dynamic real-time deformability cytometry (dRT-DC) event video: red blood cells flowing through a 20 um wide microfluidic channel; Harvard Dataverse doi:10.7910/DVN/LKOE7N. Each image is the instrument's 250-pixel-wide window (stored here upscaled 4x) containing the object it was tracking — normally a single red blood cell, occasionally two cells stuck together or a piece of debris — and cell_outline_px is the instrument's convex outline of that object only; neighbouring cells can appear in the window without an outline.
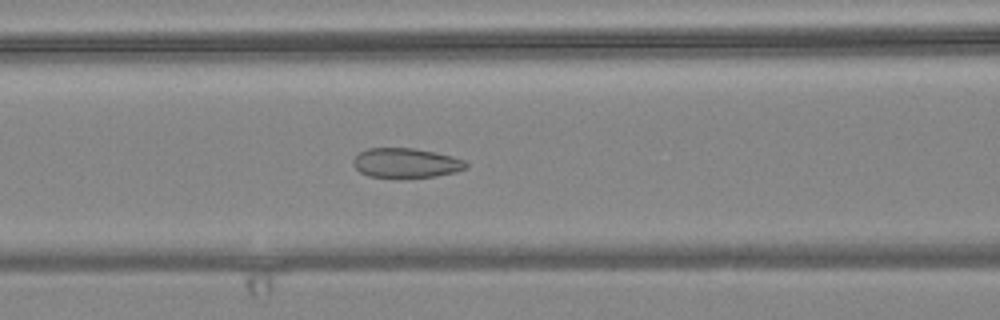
{"species": "common noctule bat (a hibernating species)", "species_latin": "Nyctalus noctula", "temperature_condition": "warm", "stored_images_in_passage": 56, "camera_frame_rate_fps": 3000, "um_per_image_px": 0.085, "animal": {"sex": "female", "body_mass_g": 24.6, "forearm_length_mm": 56.2}, "frame": {"image": 1, "passage_image": 23, "time_ms": 7.333, "image_size_px": [1000, 320], "cell_outline_px": [[468, 168], [456, 172], [436, 176], [400, 180], [368, 176], [360, 172], [352, 164], [352, 160], [360, 152], [368, 148], [412, 148], [436, 152], [452, 156], [464, 160], [468, 164]], "centroid_in_image_um": [34.51, 13.89], "position_along_channel_um": 132.1, "area_um2": 20.17}}
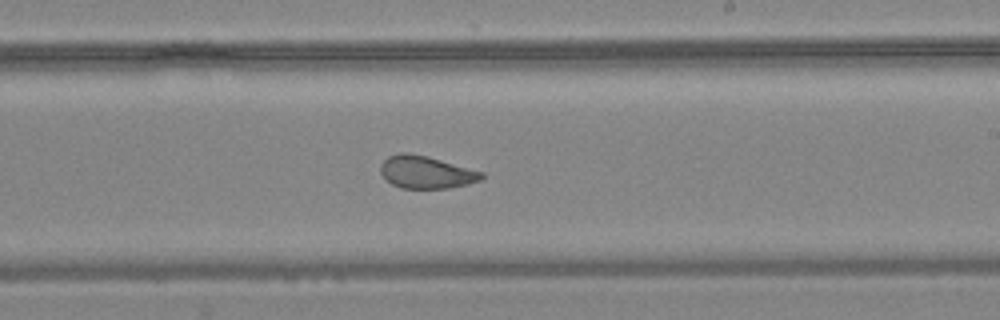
{"frame": {"image": 2, "passage_image": 33, "time_ms": 10.667, "image_size_px": [1000, 320], "cell_outline_px": [[484, 176], [480, 180], [468, 184], [448, 188], [400, 188], [392, 184], [380, 172], [380, 164], [388, 156], [400, 152], [408, 152], [428, 156], [484, 172]], "centroid_in_image_um": [36.21, 14.62], "position_along_channel_um": 252.8, "area_um2": 19.19}}
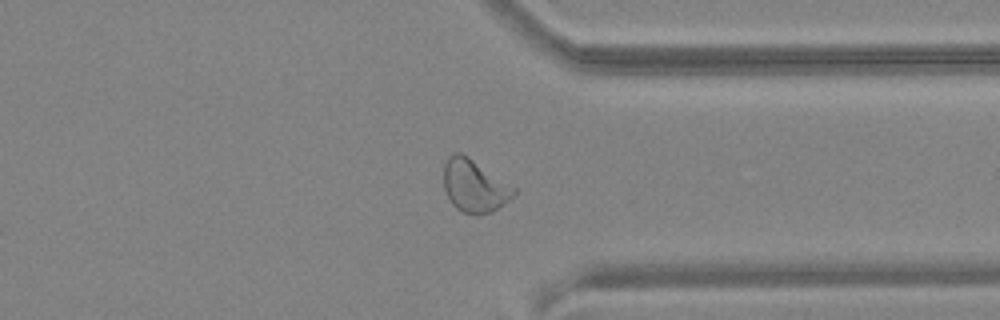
{"frame": {"image": 3, "passage_image": 43, "time_ms": 14.0, "image_size_px": [1000, 320], "cell_outline_px": [[516, 192], [508, 200], [492, 212], [476, 216], [464, 212], [456, 208], [452, 204], [444, 188], [444, 164], [448, 156], [452, 152], [460, 152], [468, 156], [516, 188]], "centroid_in_image_um": [40.3, 15.79], "position_along_channel_um": 371.1, "area_um2": 21.44}, "authors_computed_cell_mechanics": {"area_um2": 22.6576, "velocity_mm_per_s": 3.6205, "shape_relaxation_time_tau1_ms": null, "shape_relaxation_time_tau2_ms": 1.0679, "deformation_change_tau1": null, "deformation_change_tau2": 0.0573}}